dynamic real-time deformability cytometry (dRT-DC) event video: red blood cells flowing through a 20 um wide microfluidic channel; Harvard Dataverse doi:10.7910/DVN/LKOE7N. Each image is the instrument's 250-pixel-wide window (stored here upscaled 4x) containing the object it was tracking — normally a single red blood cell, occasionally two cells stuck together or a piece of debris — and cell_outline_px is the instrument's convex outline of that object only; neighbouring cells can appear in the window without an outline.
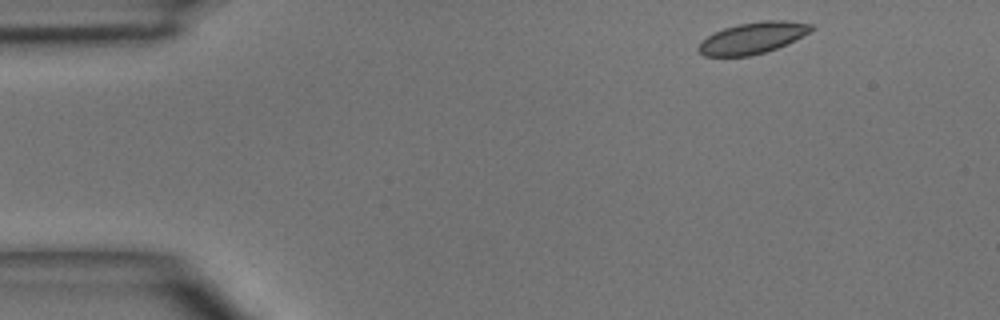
{"species": "common noctule bat (a hibernating species)", "species_latin": "Nyctalus noctula", "temperature_condition": "room temperature", "stored_images_in_passage": 3, "camera_frame_rate_fps": 3000, "um_per_image_px": 0.085, "animal": {"sex": "male", "body_mass_g": 15.6}, "frame": {"image": 1, "passage_image": 1, "time_ms": 0.0, "image_size_px": [1000, 320], "cell_outline_px": [[816, 28], [776, 48], [764, 52], [748, 56], [704, 56], [696, 48], [700, 40], [724, 28], [736, 24], [764, 20], [784, 20], [812, 24]], "centroid_in_image_um": [63.92, 3.22], "position_along_channel_um": 21.1, "area_um2": 20.4}}